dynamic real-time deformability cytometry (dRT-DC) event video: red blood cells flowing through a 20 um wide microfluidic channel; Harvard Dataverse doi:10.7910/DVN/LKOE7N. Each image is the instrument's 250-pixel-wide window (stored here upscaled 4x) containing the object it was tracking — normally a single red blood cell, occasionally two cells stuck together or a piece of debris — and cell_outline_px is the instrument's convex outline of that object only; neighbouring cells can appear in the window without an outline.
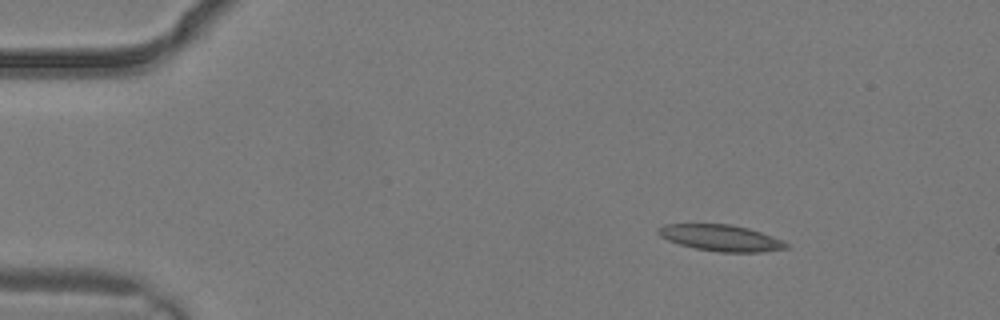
{"species": "common noctule bat (a hibernating species)", "species_latin": "Nyctalus noctula", "temperature_condition": "warm", "stored_images_in_passage": 2, "camera_frame_rate_fps": 3000, "um_per_image_px": 0.085, "animal": {"sex": "male", "body_mass_g": 19.2, "forearm_length_mm": 51.8}, "frame": {"image": 1, "passage_image": 1, "time_ms": 0.0, "image_size_px": [1000, 320], "cell_outline_px": [[788, 248], [760, 252], [720, 252], [696, 248], [680, 244], [668, 240], [660, 236], [656, 232], [656, 228], [664, 224], [732, 224], [748, 228], [772, 236], [788, 244]], "centroid_in_image_um": [61.23, 20.21], "position_along_channel_um": 23.8, "area_um2": 19.48}}